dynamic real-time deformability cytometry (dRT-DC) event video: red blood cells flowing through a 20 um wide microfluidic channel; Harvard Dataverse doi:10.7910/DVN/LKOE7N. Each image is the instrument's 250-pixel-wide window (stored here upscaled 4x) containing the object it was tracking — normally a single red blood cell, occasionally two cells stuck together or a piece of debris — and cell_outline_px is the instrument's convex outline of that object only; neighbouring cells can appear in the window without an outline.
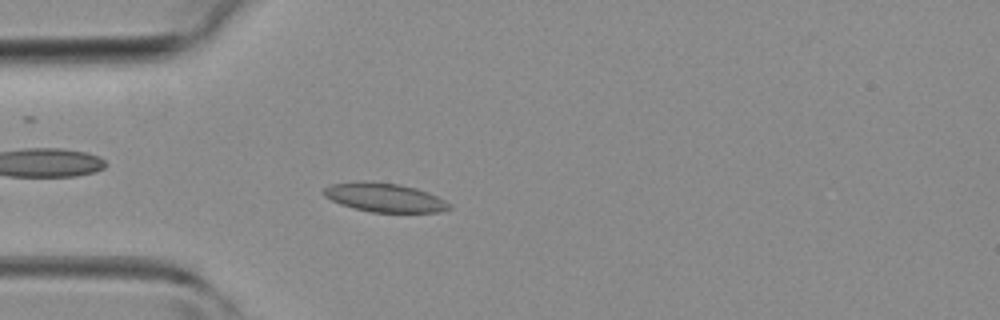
{"species": "common noctule bat (a hibernating species)", "species_latin": "Nyctalus noctula", "temperature_condition": "room temperature", "stored_images_in_passage": 23, "camera_frame_rate_fps": 3000, "um_per_image_px": 0.085, "animal": {"sex": "female", "body_mass_g": 19.3, "forearm_length_mm": 54.1}, "frame": {"image": 1, "passage_image": 3, "time_ms": 0.667, "image_size_px": [1000, 320], "cell_outline_px": [[452, 208], [440, 212], [372, 212], [352, 208], [340, 204], [324, 196], [320, 192], [324, 188], [332, 184], [400, 184], [416, 188], [428, 192], [452, 204]], "centroid_in_image_um": [32.75, 16.84], "position_along_channel_um": 52.2, "area_um2": 20.35}}
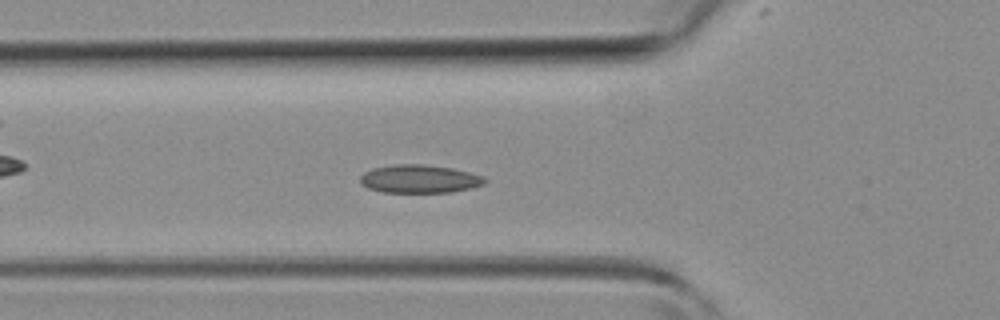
{"frame": {"image": 2, "passage_image": 6, "time_ms": 1.667, "image_size_px": [1000, 320], "cell_outline_px": [[488, 180], [484, 184], [472, 188], [452, 192], [384, 192], [368, 188], [360, 184], [360, 176], [364, 172], [372, 168], [392, 164], [424, 164], [452, 168], [484, 176]], "centroid_in_image_um": [35.65, 15.2], "position_along_channel_um": 90.1, "area_um2": 20.63}}
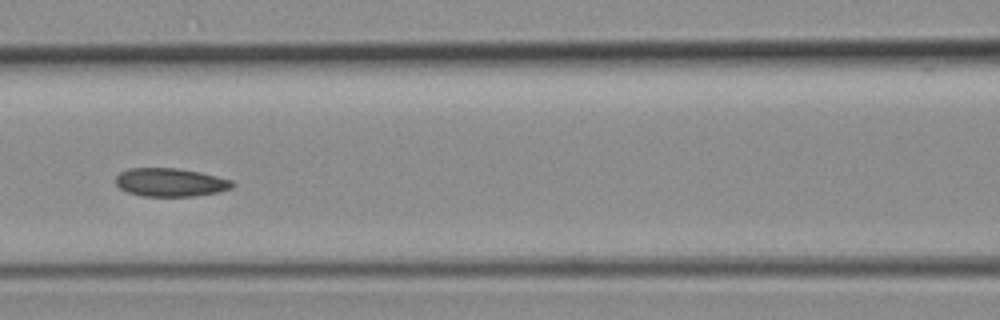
{"frame": {"image": 3, "passage_image": 10, "time_ms": 3.0, "image_size_px": [1000, 320], "cell_outline_px": [[236, 184], [232, 188], [220, 192], [192, 196], [144, 196], [128, 192], [120, 188], [116, 184], [116, 176], [120, 172], [128, 168], [176, 168], [200, 172], [232, 180]], "centroid_in_image_um": [14.5, 15.5], "position_along_channel_um": 152.1, "area_um2": 19.31}}